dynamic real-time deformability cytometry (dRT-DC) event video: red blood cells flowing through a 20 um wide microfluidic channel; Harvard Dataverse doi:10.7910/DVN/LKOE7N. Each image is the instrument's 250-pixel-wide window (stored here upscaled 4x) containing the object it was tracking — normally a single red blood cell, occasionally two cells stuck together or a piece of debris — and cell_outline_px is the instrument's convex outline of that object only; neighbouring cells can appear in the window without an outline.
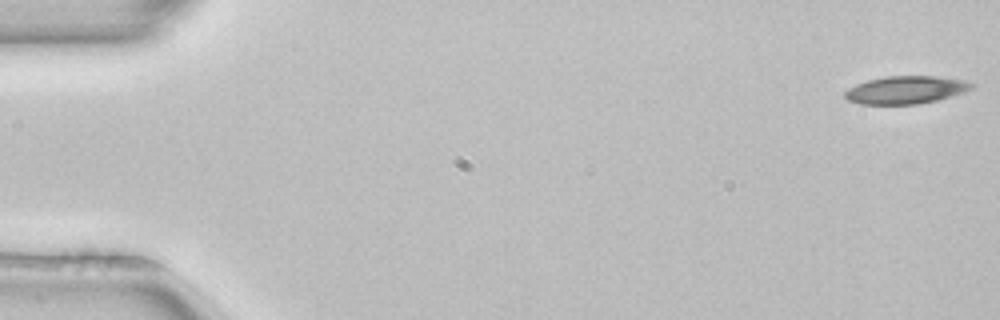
{"species": "common noctule bat (a hibernating species)", "species_latin": "Nyctalus noctula", "temperature_condition": "room temperature", "stored_images_in_passage": 52, "camera_frame_rate_fps": 3000, "um_per_image_px": 0.085, "animal": {"sex": "female", "body_mass_g": 22.7, "forearm_length_mm": 54.2}, "frame": {"image": 1, "passage_image": 1, "time_ms": 0.0, "image_size_px": [1000, 320], "cell_outline_px": [[976, 84], [972, 88], [964, 92], [936, 100], [916, 104], [860, 104], [848, 100], [844, 96], [844, 92], [848, 88], [856, 84], [868, 80], [884, 76], [936, 76], [964, 80]], "centroid_in_image_um": [76.98, 7.63], "position_along_channel_um": 8.0, "area_um2": 20.46}}
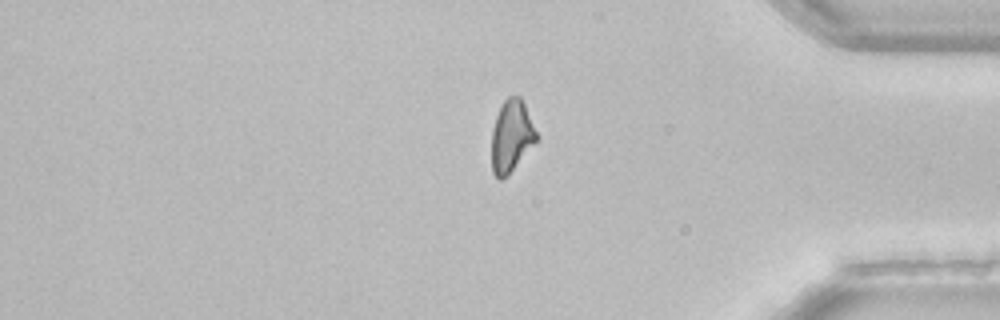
{"frame": {"image": 2, "passage_image": 43, "time_ms": 14.0, "image_size_px": [1000, 320], "cell_outline_px": [[540, 136], [508, 176], [500, 180], [496, 180], [492, 172], [492, 128], [496, 116], [504, 100], [508, 96], [520, 96]], "centroid_in_image_um": [43.47, 11.6], "position_along_channel_um": 391.7, "area_um2": 18.96}}
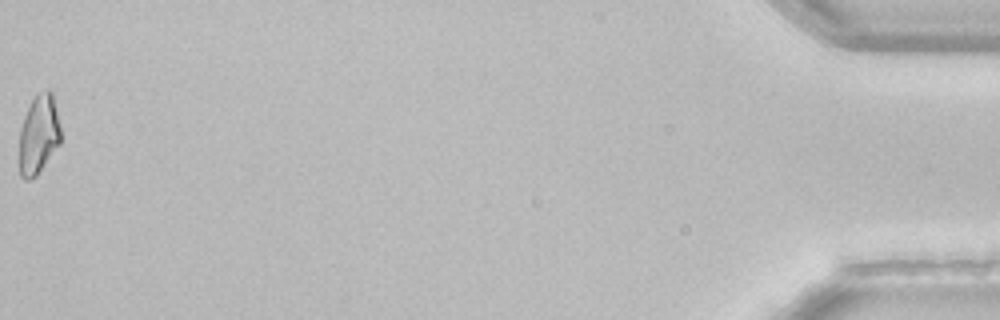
{"frame": {"image": 3, "passage_image": 52, "time_ms": 17.0, "image_size_px": [1000, 320], "cell_outline_px": [[60, 144], [36, 176], [32, 180], [24, 180], [20, 176], [20, 128], [24, 116], [36, 92], [48, 88], [52, 92], [60, 128]], "centroid_in_image_um": [3.28, 11.43], "position_along_channel_um": 431.9, "area_um2": 19.13}}